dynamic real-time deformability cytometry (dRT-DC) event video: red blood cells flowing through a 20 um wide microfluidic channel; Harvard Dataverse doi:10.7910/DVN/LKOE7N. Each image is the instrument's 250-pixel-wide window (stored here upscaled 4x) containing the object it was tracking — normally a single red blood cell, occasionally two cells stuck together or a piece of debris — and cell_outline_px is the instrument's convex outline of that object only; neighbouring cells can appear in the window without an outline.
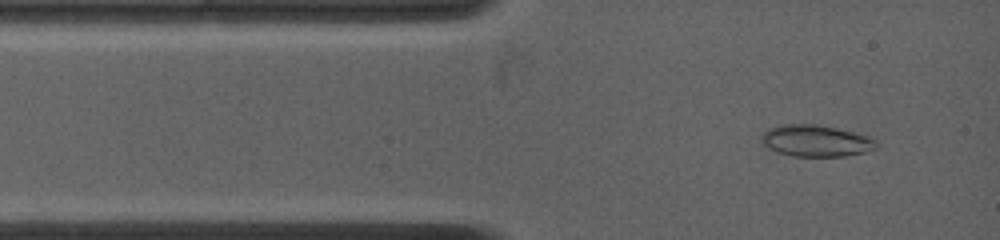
{"species": "common noctule bat (a hibernating species)", "species_latin": "Nyctalus noctula", "temperature_condition": "warm", "stored_images_in_passage": 38, "camera_frame_rate_fps": 4500, "um_per_image_px": 0.085, "animal": {"sex": "female", "body_mass_g": 19.0, "forearm_length_mm": 53.3}, "frame": {"image": 1, "passage_image": 5, "time_ms": 0.667, "image_size_px": [1000, 240], "cell_outline_px": [[880, 144], [876, 148], [864, 152], [844, 156], [792, 156], [776, 152], [768, 148], [760, 140], [760, 136], [768, 128], [780, 124], [816, 124], [836, 128], [868, 136], [876, 140]], "centroid_in_image_um": [69.33, 11.96], "position_along_channel_um": 15.7, "area_um2": 21.27}}
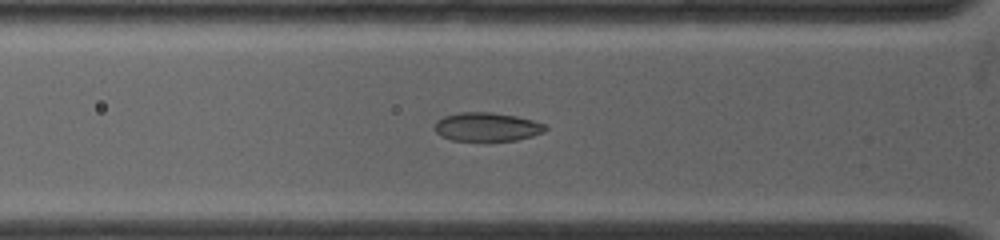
{"frame": {"image": 2, "passage_image": 20, "time_ms": 3.111, "image_size_px": [1000, 240], "cell_outline_px": [[548, 128], [544, 132], [532, 136], [516, 140], [488, 144], [452, 140], [440, 136], [432, 128], [436, 120], [444, 116], [460, 112], [492, 112], [516, 116], [532, 120], [544, 124]], "centroid_in_image_um": [41.35, 10.83], "position_along_channel_um": 84.5, "area_um2": 19.48}}
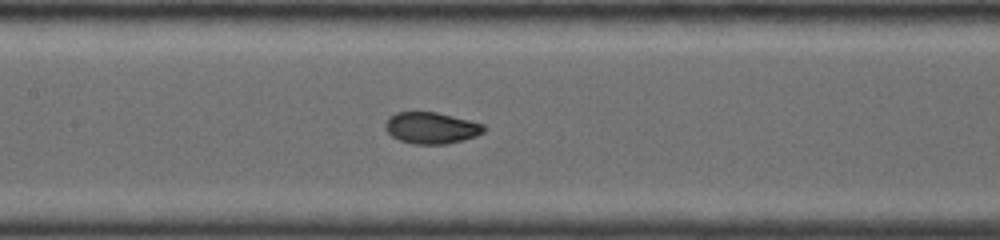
{"frame": {"image": 3, "passage_image": 34, "time_ms": 5.333, "image_size_px": [1000, 240], "cell_outline_px": [[488, 128], [484, 132], [476, 136], [464, 140], [448, 144], [412, 144], [400, 140], [392, 136], [384, 128], [384, 124], [388, 116], [396, 112], [436, 112], [484, 124]], "centroid_in_image_um": [36.66, 10.88], "position_along_channel_um": 170.7, "area_um2": 18.26}}